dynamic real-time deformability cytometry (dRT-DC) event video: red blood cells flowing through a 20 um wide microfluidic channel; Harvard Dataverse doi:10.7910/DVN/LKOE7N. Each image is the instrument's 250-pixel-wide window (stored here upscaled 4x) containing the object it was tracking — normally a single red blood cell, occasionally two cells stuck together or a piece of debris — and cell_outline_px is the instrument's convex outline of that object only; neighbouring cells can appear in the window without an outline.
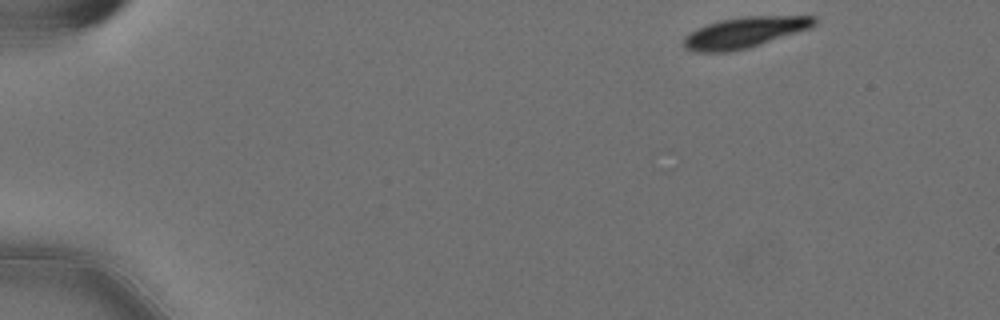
{"species": "Egyptian fruit bat (a non-hibernating species)", "species_latin": "Rousettus aegyptiacus", "temperature_condition": "cold", "stored_images_in_passage": 51, "camera_frame_rate_fps": 3000, "um_per_image_px": 0.085, "animal": {"sex": "female"}, "frame": {"image": 1, "passage_image": 1, "time_ms": 0.0, "image_size_px": [1000, 320], "cell_outline_px": [[816, 24], [808, 28], [748, 48], [728, 52], [696, 52], [684, 48], [684, 36], [708, 24], [720, 20], [744, 16], [816, 16]], "centroid_in_image_um": [63.26, 2.76], "position_along_channel_um": 21.7, "area_um2": 23.0}}
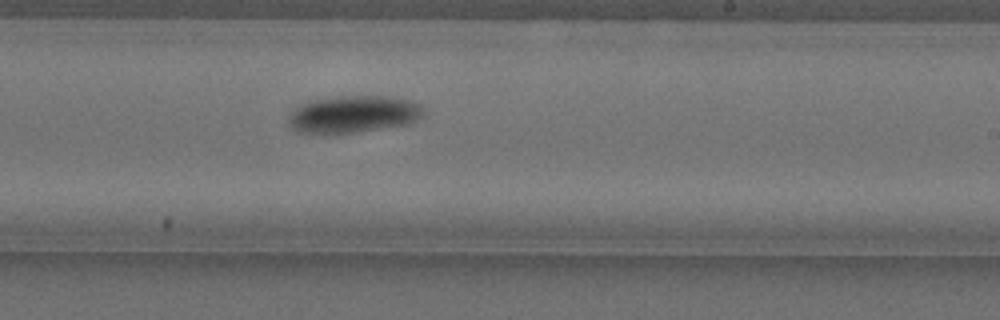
{"frame": {"image": 2, "passage_image": 30, "time_ms": 9.667, "image_size_px": [1000, 320], "cell_outline_px": [[424, 112], [416, 120], [408, 124], [324, 136], [296, 132], [288, 124], [288, 112], [300, 104], [312, 100], [336, 96], [392, 96], [408, 100], [420, 104], [424, 108]], "centroid_in_image_um": [29.94, 9.72], "position_along_channel_um": 259.1, "area_um2": 29.88}}
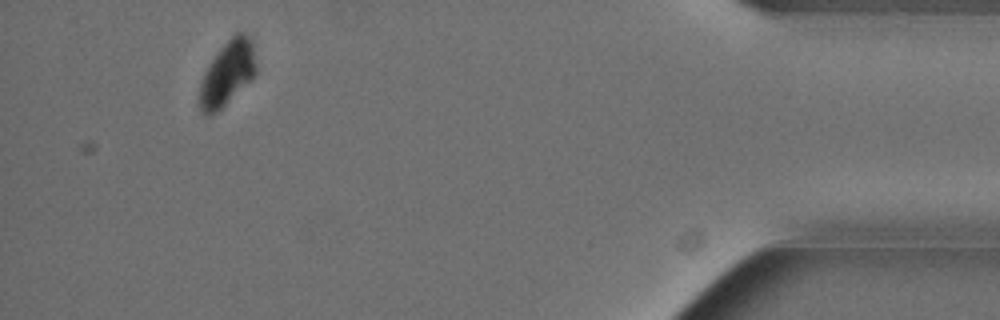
{"frame": {"image": 3, "passage_image": 48, "time_ms": 15.667, "image_size_px": [1000, 320], "cell_outline_px": [[256, 72], [252, 80], [216, 112], [208, 116], [200, 112], [200, 84], [204, 72], [212, 60], [224, 44], [236, 32], [244, 32], [252, 40], [256, 64]], "centroid_in_image_um": [19.34, 6.23], "position_along_channel_um": 415.9, "area_um2": 21.04}, "authors_computed_cell_mechanics": {"area_um2": 26.9926, "velocity_mm_per_s": 3.5511, "shape_relaxation_time_tau1_ms": 2.7327, "shape_relaxation_time_tau2_ms": null, "deformation_change_tau1": 0.1086, "deformation_change_tau2": null}}